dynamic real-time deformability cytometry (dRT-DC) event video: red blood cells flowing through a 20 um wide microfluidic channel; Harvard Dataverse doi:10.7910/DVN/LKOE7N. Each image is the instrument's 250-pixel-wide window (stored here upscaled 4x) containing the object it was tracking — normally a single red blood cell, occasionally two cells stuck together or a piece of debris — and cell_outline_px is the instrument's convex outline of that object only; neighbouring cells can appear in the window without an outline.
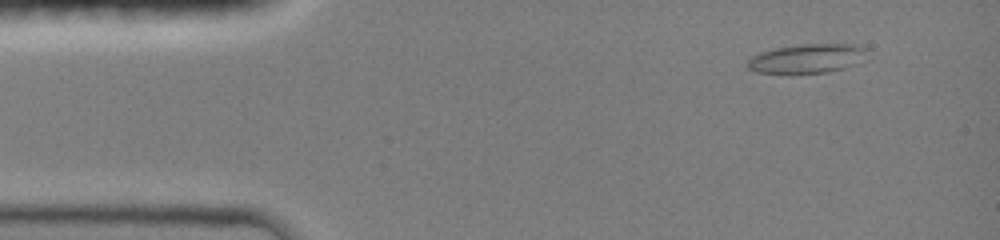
{"species": "common noctule bat (a hibernating species)", "species_latin": "Nyctalus noctula", "temperature_condition": "room temperature", "stored_images_in_passage": 24, "camera_frame_rate_fps": 3000, "um_per_image_px": 0.085, "animal": {"sex": "female", "body_mass_g": 19.0, "forearm_length_mm": 51.5}, "frame": {"image": 1, "passage_image": 2, "time_ms": 0.667, "image_size_px": [1000, 240], "cell_outline_px": [[868, 48], [852, 64], [844, 68], [828, 72], [756, 72], [748, 68], [748, 60], [752, 56], [760, 52], [776, 48], [804, 44], [856, 44]], "centroid_in_image_um": [68.54, 4.95], "position_along_channel_um": 16.5, "area_um2": 19.48}}
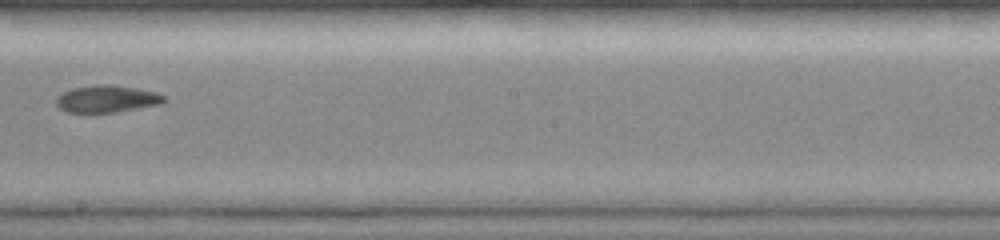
{"frame": {"image": 2, "passage_image": 13, "time_ms": 8.0, "image_size_px": [1000, 240], "cell_outline_px": [[168, 100], [160, 104], [116, 112], [68, 112], [60, 108], [56, 104], [56, 96], [72, 88], [96, 84], [112, 84], [136, 88], [156, 92], [164, 96]], "centroid_in_image_um": [9.09, 8.39], "position_along_channel_um": 239.1, "area_um2": 17.05}}
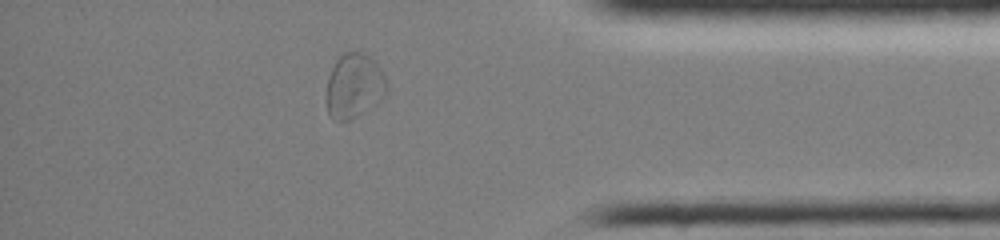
{"frame": {"image": 3, "passage_image": 21, "time_ms": 12.333, "image_size_px": [1000, 240], "cell_outline_px": [[388, 88], [364, 112], [340, 124], [332, 120], [328, 112], [324, 100], [328, 76], [336, 60], [340, 56], [348, 52], [364, 52], [376, 60], [384, 76]], "centroid_in_image_um": [30.03, 7.31], "position_along_channel_um": 405.2, "area_um2": 22.83}, "authors_computed_cell_mechanics": {"area_um2": 17.8602, "velocity_mm_per_s": 4.1513, "shape_relaxation_time_tau1_ms": 8.8063, "shape_relaxation_time_tau2_ms": 11.0933, "deformation_change_tau1": 0.2407, "deformation_change_tau2": 0.1186}}